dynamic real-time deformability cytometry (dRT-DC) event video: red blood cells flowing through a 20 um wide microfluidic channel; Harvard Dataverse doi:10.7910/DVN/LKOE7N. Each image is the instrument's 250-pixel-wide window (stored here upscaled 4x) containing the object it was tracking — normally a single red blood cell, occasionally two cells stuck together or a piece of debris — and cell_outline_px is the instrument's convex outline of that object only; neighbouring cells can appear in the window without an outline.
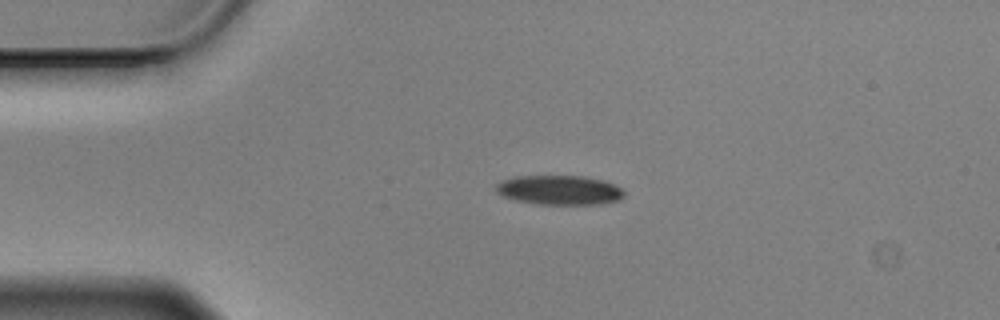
{"species": "Egyptian fruit bat (a non-hibernating species)", "species_latin": "Rousettus aegyptiacus", "temperature_condition": "cold", "stored_images_in_passage": 8, "camera_frame_rate_fps": 3000, "um_per_image_px": 0.085, "animal": {"sex": "male"}, "frame": {"image": 1, "passage_image": 1, "time_ms": 0.0, "image_size_px": [1000, 320], "cell_outline_px": [[624, 196], [620, 200], [600, 204], [536, 204], [516, 200], [504, 196], [496, 192], [496, 184], [504, 180], [516, 176], [580, 176], [600, 180], [612, 184], [620, 188], [624, 192]], "centroid_in_image_um": [47.54, 16.16], "position_along_channel_um": 37.5, "area_um2": 21.73}}
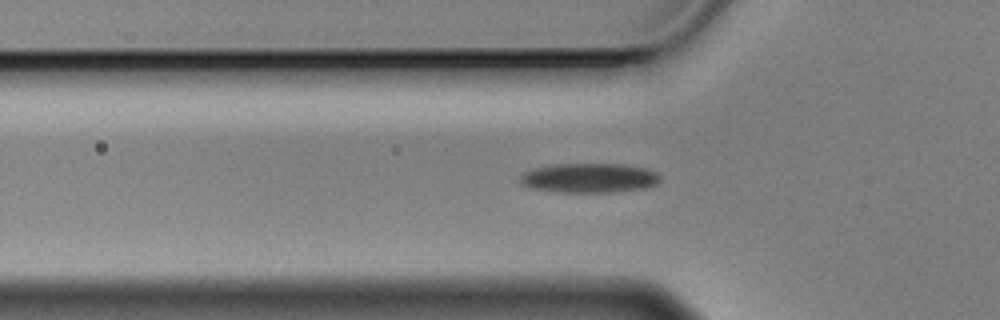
{"frame": {"image": 2, "passage_image": 7, "time_ms": 2.0, "image_size_px": [1000, 320], "cell_outline_px": [[660, 180], [656, 184], [644, 188], [612, 192], [560, 192], [528, 188], [520, 184], [520, 176], [524, 172], [536, 168], [556, 164], [620, 164], [644, 168], [656, 172], [660, 176]], "centroid_in_image_um": [50.06, 15.13], "position_along_channel_um": 75.7, "area_um2": 23.99}}